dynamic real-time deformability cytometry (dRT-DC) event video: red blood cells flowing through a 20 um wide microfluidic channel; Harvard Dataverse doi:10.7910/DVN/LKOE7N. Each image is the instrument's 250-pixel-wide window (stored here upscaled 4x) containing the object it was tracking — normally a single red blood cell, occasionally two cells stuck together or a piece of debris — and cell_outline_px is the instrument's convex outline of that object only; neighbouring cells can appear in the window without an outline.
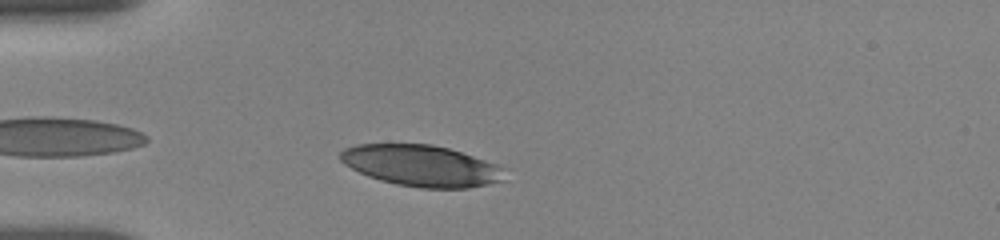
{"species": "human", "species_latin": "Homo sapiens", "temperature_condition": "room temperature", "stored_images_in_passage": 35, "camera_frame_rate_fps": 3000, "um_per_image_px": 0.085, "donor": {"sex": "female"}, "frame": {"image": 1, "passage_image": 3, "time_ms": 0.667, "image_size_px": [1000, 240], "cell_outline_px": [[504, 180], [488, 184], [468, 188], [420, 188], [396, 184], [380, 180], [368, 176], [344, 164], [340, 160], [340, 152], [344, 148], [356, 144], [432, 144], [448, 148], [496, 164], [500, 168]], "centroid_in_image_um": [35.76, 14.08], "position_along_channel_um": 49.2, "area_um2": 39.13}}
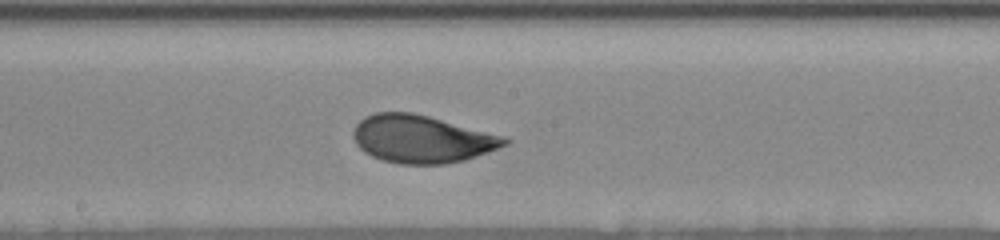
{"frame": {"image": 2, "passage_image": 18, "time_ms": 5.667, "image_size_px": [1000, 240], "cell_outline_px": [[512, 140], [508, 144], [488, 152], [464, 160], [444, 164], [400, 164], [384, 160], [372, 156], [364, 152], [356, 144], [352, 136], [352, 132], [356, 124], [364, 116], [376, 112], [412, 112], [508, 136]], "centroid_in_image_um": [35.87, 11.81], "position_along_channel_um": 212.3, "area_um2": 42.37}}
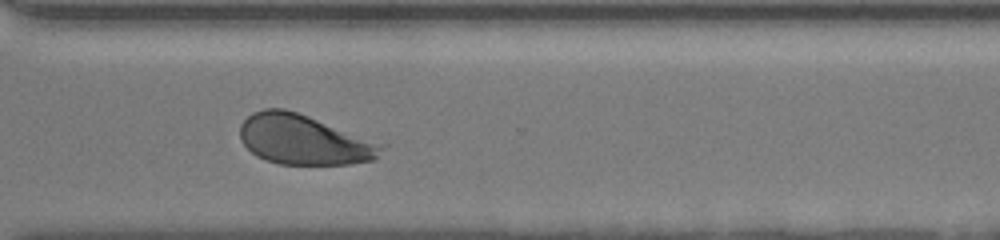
{"frame": {"image": 3, "passage_image": 29, "time_ms": 9.333, "image_size_px": [1000, 240], "cell_outline_px": [[388, 144], [372, 160], [348, 164], [280, 164], [256, 156], [240, 140], [240, 124], [252, 112], [264, 108], [284, 108], [308, 116]], "centroid_in_image_um": [25.84, 11.86], "position_along_channel_um": 344.8, "area_um2": 41.15}, "authors_computed_cell_mechanics": {"area_um2": 41.616, "velocity_mm_per_s": 3.6261, "shape_relaxation_time_tau1_ms": 3.988, "shape_relaxation_time_tau2_ms": 0.7343, "deformation_change_tau1": 0.1544, "deformation_change_tau2": 0.0649}}